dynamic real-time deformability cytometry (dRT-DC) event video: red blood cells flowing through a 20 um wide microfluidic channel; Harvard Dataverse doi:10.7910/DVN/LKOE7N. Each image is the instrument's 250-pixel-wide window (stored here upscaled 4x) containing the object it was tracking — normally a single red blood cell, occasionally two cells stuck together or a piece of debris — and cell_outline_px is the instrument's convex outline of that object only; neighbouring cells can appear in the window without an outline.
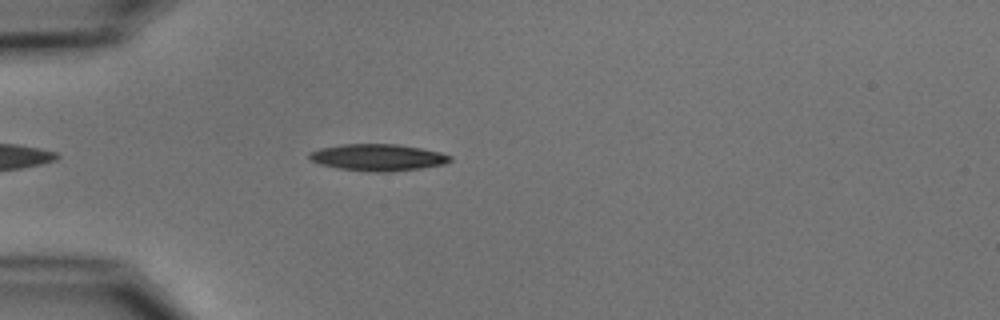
{"species": "common noctule bat (a hibernating species)", "species_latin": "Nyctalus noctula", "temperature_condition": "cold", "stored_images_in_passage": 16, "camera_frame_rate_fps": 3000, "um_per_image_px": 0.085, "animal": {"sex": "male", "body_mass_g": 15.6}, "frame": {"image": 1, "passage_image": 5, "time_ms": 1.333, "image_size_px": [1000, 320], "cell_outline_px": [[452, 160], [444, 164], [420, 168], [392, 172], [372, 172], [340, 168], [320, 164], [312, 160], [308, 156], [308, 152], [320, 148], [340, 144], [396, 144], [420, 148], [440, 152], [452, 156]], "centroid_in_image_um": [32.12, 13.38], "position_along_channel_um": 52.9, "area_um2": 21.91}}